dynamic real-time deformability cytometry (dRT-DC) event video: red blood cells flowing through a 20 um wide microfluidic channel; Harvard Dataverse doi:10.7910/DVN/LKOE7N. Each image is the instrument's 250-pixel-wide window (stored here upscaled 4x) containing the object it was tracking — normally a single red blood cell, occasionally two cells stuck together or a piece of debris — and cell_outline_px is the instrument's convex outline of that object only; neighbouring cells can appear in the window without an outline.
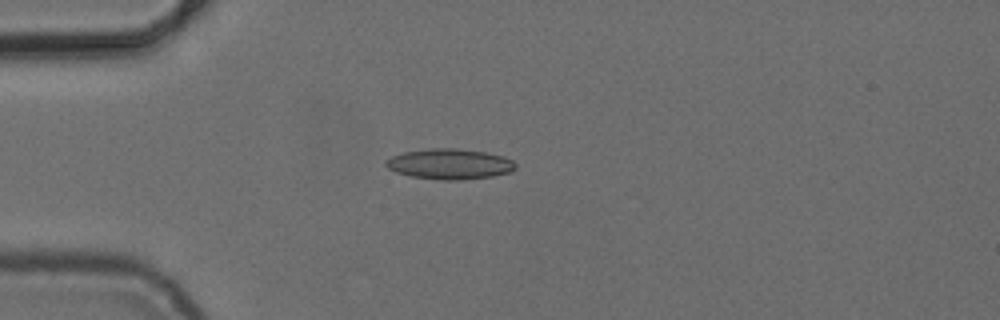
{"species": "common noctule bat (a hibernating species)", "species_latin": "Nyctalus noctula", "temperature_condition": "cold", "stored_images_in_passage": 7, "camera_frame_rate_fps": 3000, "um_per_image_px": 0.085, "animal": {"sex": "female", "body_mass_g": 24.6, "forearm_length_mm": 56.2}, "frame": {"image": 1, "passage_image": 5, "time_ms": 4.667, "image_size_px": [1000, 320], "cell_outline_px": [[516, 168], [512, 172], [492, 176], [460, 180], [444, 180], [412, 176], [396, 172], [388, 168], [384, 164], [384, 160], [392, 156], [404, 152], [432, 148], [460, 148], [484, 152], [504, 156], [512, 160], [516, 164]], "centroid_in_image_um": [38.24, 13.93], "position_along_channel_um": 46.8, "area_um2": 23.06}}
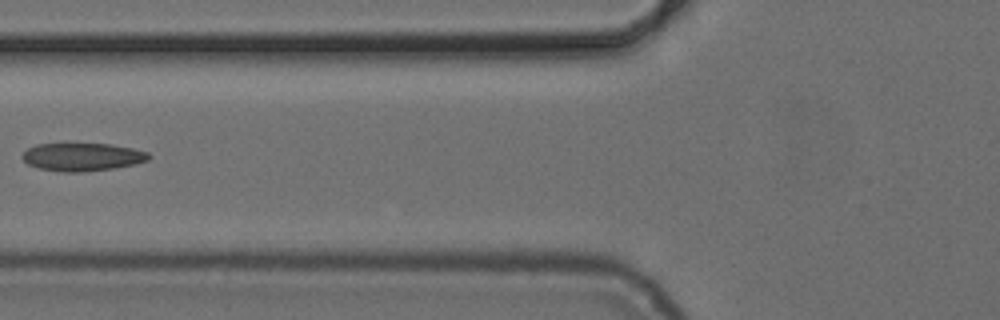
{"frame": {"image": 2, "passage_image": 7, "time_ms": 7.0, "image_size_px": [1000, 320], "cell_outline_px": [[152, 156], [148, 160], [136, 164], [112, 168], [84, 172], [64, 172], [40, 168], [28, 164], [20, 156], [28, 148], [36, 144], [112, 144], [132, 148], [148, 152]], "centroid_in_image_um": [7.02, 13.34], "position_along_channel_um": 118.8, "area_um2": 20.58}}